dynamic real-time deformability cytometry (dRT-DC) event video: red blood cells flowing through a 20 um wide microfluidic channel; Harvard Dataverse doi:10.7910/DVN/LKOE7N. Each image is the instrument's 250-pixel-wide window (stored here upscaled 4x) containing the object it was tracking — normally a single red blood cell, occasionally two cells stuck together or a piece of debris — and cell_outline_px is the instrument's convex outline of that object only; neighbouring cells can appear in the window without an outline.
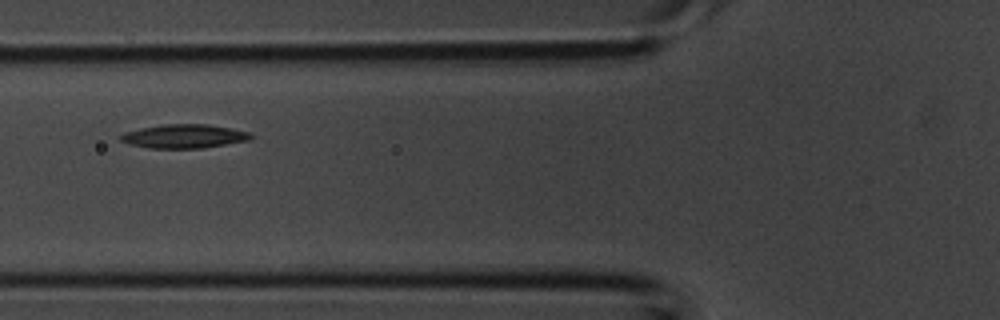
{"species": "common noctule bat (a hibernating species)", "species_latin": "Nyctalus noctula", "temperature_condition": "room temperature", "stored_images_in_passage": 3, "camera_frame_rate_fps": 3000, "um_per_image_px": 0.085, "animal": {"sex": "male", "body_mass_g": 20.1, "forearm_length_mm": 53.5}, "frame": {"image": 1, "passage_image": 3, "time_ms": 0.667, "image_size_px": [1000, 320], "cell_outline_px": [[252, 140], [200, 148], [148, 148], [128, 144], [120, 140], [120, 136], [124, 132], [140, 128], [164, 124], [208, 124], [248, 132], [252, 136]], "centroid_in_image_um": [15.61, 11.58], "position_along_channel_um": 110.2, "area_um2": 17.98}}